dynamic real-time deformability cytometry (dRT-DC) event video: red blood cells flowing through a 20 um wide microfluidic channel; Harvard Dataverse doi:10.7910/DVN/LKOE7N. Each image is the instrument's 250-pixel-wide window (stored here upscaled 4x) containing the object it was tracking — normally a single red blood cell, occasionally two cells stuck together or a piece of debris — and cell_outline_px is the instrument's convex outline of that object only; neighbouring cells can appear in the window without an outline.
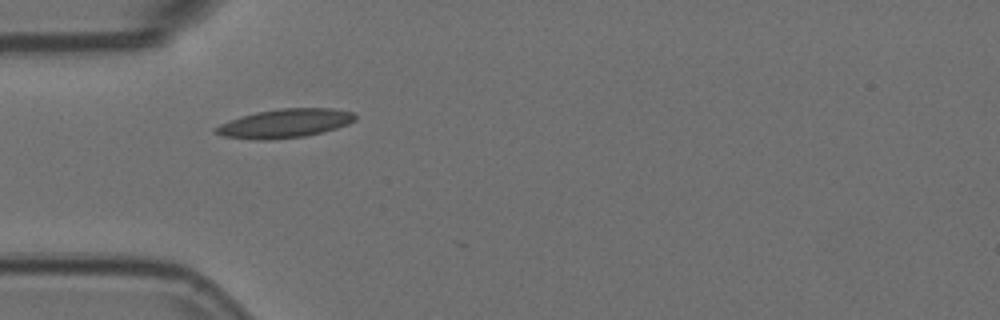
{"species": "Egyptian fruit bat (a non-hibernating species)", "species_latin": "Rousettus aegyptiacus", "temperature_condition": "room temperature", "stored_images_in_passage": 3, "camera_frame_rate_fps": 3000, "um_per_image_px": 0.085, "animal": {"sex": "female"}, "frame": {"image": 1, "passage_image": 2, "time_ms": 0.333, "image_size_px": [1000, 320], "cell_outline_px": [[356, 120], [348, 124], [336, 128], [304, 136], [272, 140], [256, 140], [224, 136], [212, 132], [212, 128], [220, 124], [240, 116], [256, 112], [280, 108], [332, 108], [352, 112], [356, 116]], "centroid_in_image_um": [24.17, 10.48], "position_along_channel_um": 60.8, "area_um2": 23.47}}
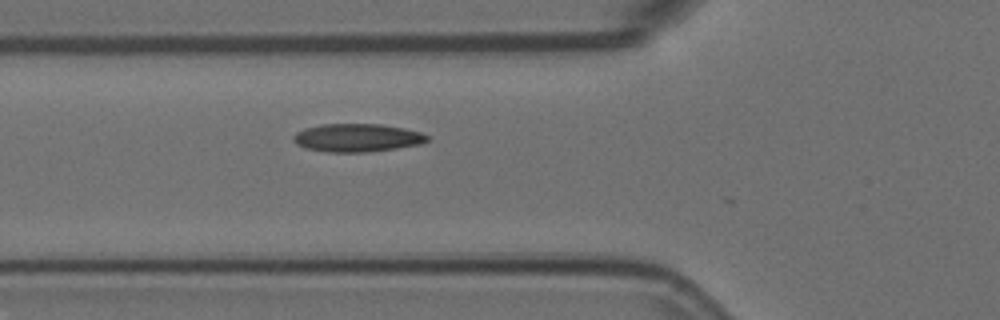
{"frame": {"image": 2, "passage_image": 3, "time_ms": 0.667, "image_size_px": [1000, 320], "cell_outline_px": [[428, 140], [420, 144], [396, 148], [364, 152], [328, 152], [304, 148], [296, 144], [292, 140], [292, 136], [296, 132], [304, 128], [324, 124], [380, 124], [404, 128], [420, 132], [428, 136]], "centroid_in_image_um": [30.31, 11.71], "position_along_channel_um": 95.5, "area_um2": 21.91}}